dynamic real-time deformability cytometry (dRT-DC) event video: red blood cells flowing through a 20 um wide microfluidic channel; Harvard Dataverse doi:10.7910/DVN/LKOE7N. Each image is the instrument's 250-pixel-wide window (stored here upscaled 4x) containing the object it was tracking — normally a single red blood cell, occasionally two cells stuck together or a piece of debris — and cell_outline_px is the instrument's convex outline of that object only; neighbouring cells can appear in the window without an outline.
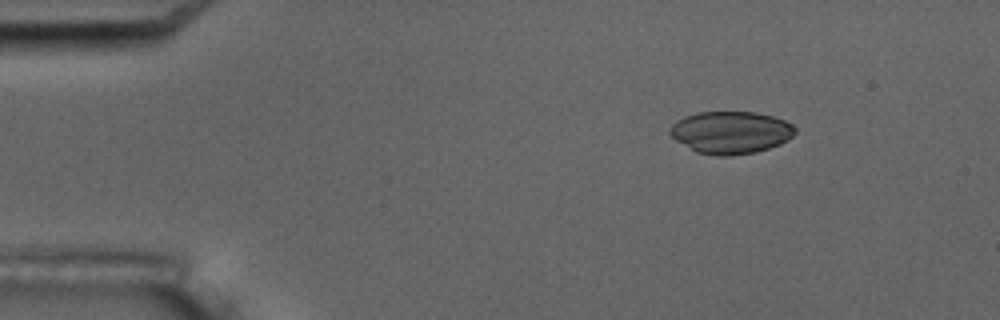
{"species": "common noctule bat (a hibernating species)", "species_latin": "Nyctalus noctula", "temperature_condition": "room temperature", "stored_images_in_passage": 5, "camera_frame_rate_fps": 3000, "um_per_image_px": 0.085, "animal": {"sex": "male", "body_mass_g": 17.5, "forearm_length_mm": 52.3}, "frame": {"image": 1, "passage_image": 2, "time_ms": 1.333, "image_size_px": [1000, 320], "cell_outline_px": [[796, 132], [788, 140], [780, 144], [756, 152], [732, 156], [716, 156], [696, 152], [676, 140], [668, 132], [672, 124], [676, 120], [684, 116], [696, 112], [756, 112], [772, 116], [784, 120], [792, 124], [796, 128]], "centroid_in_image_um": [62.11, 11.26], "position_along_channel_um": 22.9, "area_um2": 31.1}}